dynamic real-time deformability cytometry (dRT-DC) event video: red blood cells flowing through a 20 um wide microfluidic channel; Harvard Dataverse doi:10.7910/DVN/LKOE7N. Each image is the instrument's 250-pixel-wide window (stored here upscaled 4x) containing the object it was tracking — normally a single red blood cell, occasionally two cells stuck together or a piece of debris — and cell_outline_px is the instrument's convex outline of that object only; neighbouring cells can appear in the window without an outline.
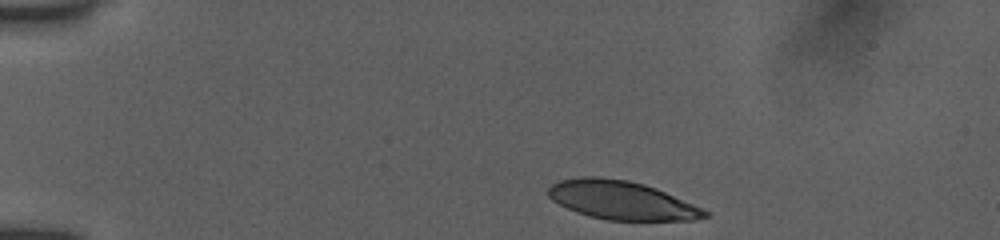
{"species": "human", "species_latin": "Homo sapiens", "temperature_condition": "room temperature", "stored_images_in_passage": 40, "camera_frame_rate_fps": 3000, "um_per_image_px": 0.085, "donor": {"sex": "female"}, "frame": {"image": 1, "passage_image": 1, "time_ms": 0.0, "image_size_px": [1000, 240], "cell_outline_px": [[712, 216], [692, 220], [604, 220], [588, 216], [576, 212], [552, 200], [548, 196], [548, 188], [552, 184], [560, 180], [580, 176], [600, 176], [628, 180], [644, 184], [656, 188], [692, 204], [708, 212]], "centroid_in_image_um": [52.79, 17.01], "position_along_channel_um": 32.2, "area_um2": 35.14}}
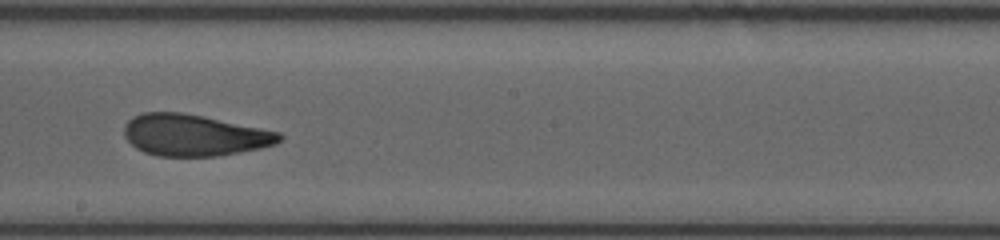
{"frame": {"image": 2, "passage_image": 22, "time_ms": 7.0, "image_size_px": [1000, 240], "cell_outline_px": [[284, 136], [276, 144], [260, 148], [216, 156], [156, 156], [144, 152], [136, 148], [124, 136], [124, 124], [132, 116], [144, 112], [180, 112], [204, 116], [280, 132]], "centroid_in_image_um": [16.48, 11.48], "position_along_channel_um": 231.7, "area_um2": 37.57}}
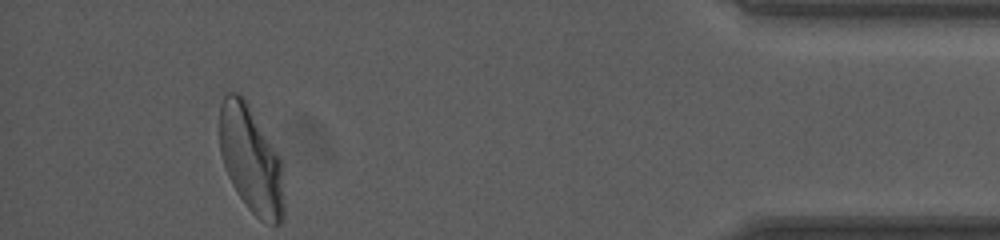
{"frame": {"image": 3, "passage_image": 40, "time_ms": 13.0, "image_size_px": [1000, 240], "cell_outline_px": [[284, 220], [280, 224], [272, 224], [260, 220], [248, 208], [232, 184], [228, 176], [220, 152], [216, 128], [220, 104], [224, 92], [236, 92], [244, 96], [280, 156], [284, 204]], "centroid_in_image_um": [21.29, 13.5], "position_along_channel_um": 413.9, "area_um2": 40.98}, "authors_computed_cell_mechanics": {"area_um2": 38.2058, "velocity_mm_per_s": 3.8976, "shape_relaxation_time_tau1_ms": 4.8818, "shape_relaxation_time_tau2_ms": 1.2655, "deformation_change_tau1": 0.1709, "deformation_change_tau2": 0.0827}}